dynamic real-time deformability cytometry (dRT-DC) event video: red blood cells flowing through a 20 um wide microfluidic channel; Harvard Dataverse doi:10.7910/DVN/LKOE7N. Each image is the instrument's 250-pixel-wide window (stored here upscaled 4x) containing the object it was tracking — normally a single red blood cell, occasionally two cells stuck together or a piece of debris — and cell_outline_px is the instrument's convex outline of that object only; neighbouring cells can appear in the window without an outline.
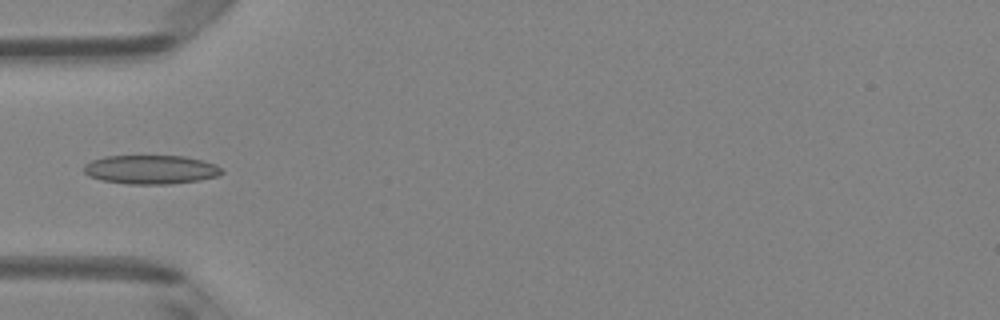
{"species": "Egyptian fruit bat (a non-hibernating species)", "species_latin": "Rousettus aegyptiacus", "temperature_condition": "room temperature", "stored_images_in_passage": 4, "camera_frame_rate_fps": 3000, "um_per_image_px": 0.085, "animal": {"sex": "female"}, "frame": {"image": 1, "passage_image": 3, "time_ms": 0.667, "image_size_px": [1000, 320], "cell_outline_px": [[224, 172], [220, 176], [200, 180], [168, 184], [128, 184], [100, 180], [88, 176], [84, 172], [84, 164], [92, 160], [104, 156], [184, 156], [216, 164]], "centroid_in_image_um": [12.81, 14.42], "position_along_channel_um": 72.2, "area_um2": 23.35}}
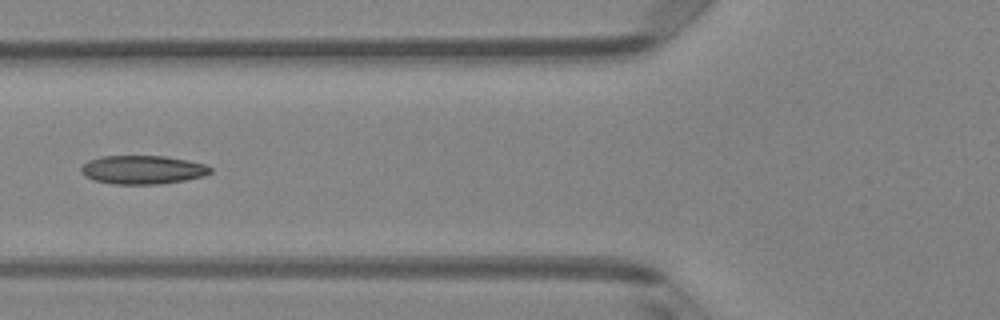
{"frame": {"image": 2, "passage_image": 4, "time_ms": 1.0, "image_size_px": [1000, 320], "cell_outline_px": [[212, 172], [204, 176], [184, 180], [160, 184], [112, 184], [92, 180], [84, 176], [80, 172], [80, 168], [88, 160], [104, 156], [164, 156], [188, 160], [204, 164], [212, 168]], "centroid_in_image_um": [12.1, 14.43], "position_along_channel_um": 113.7, "area_um2": 21.68}}